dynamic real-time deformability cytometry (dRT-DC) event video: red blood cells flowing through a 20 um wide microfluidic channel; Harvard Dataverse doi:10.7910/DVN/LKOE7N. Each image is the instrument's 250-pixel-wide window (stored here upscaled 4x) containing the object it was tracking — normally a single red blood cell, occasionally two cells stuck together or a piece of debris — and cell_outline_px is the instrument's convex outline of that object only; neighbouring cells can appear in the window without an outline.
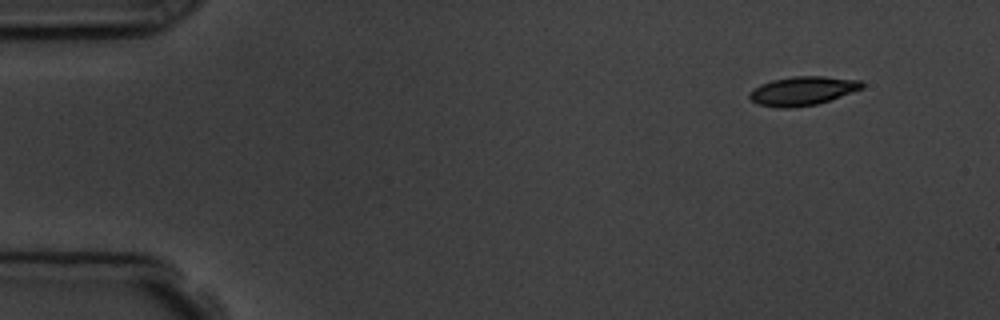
{"species": "common noctule bat (a hibernating species)", "species_latin": "Nyctalus noctula", "temperature_condition": "room temperature", "stored_images_in_passage": 8, "camera_frame_rate_fps": 3000, "um_per_image_px": 0.085, "animal": {"sex": "male", "body_mass_g": 19.5, "forearm_length_mm": 54.6}, "frame": {"image": 1, "passage_image": 1, "time_ms": 0.0, "image_size_px": [1000, 320], "cell_outline_px": [[864, 88], [816, 104], [792, 108], [776, 108], [760, 104], [752, 100], [748, 96], [748, 92], [752, 88], [760, 84], [772, 80], [792, 76], [824, 76], [860, 80], [864, 84]], "centroid_in_image_um": [68.19, 7.72], "position_along_channel_um": 16.8, "area_um2": 18.96}}